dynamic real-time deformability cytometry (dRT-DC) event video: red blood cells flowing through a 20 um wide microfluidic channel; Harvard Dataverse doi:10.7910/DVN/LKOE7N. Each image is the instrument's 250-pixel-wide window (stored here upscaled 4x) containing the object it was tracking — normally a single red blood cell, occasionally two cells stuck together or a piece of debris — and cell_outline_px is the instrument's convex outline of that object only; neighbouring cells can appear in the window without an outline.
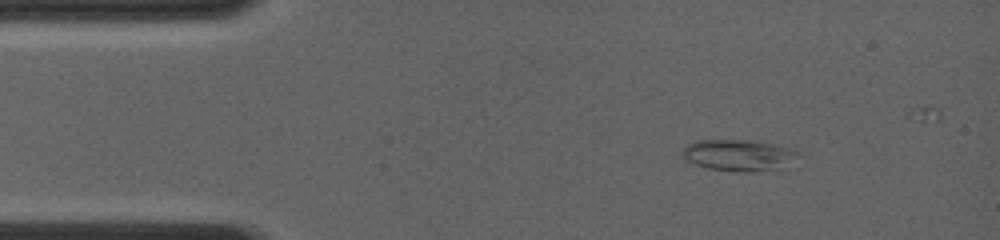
{"species": "common noctule bat (a hibernating species)", "species_latin": "Nyctalus noctula", "temperature_condition": "room temperature", "stored_images_in_passage": 17, "camera_frame_rate_fps": 4000, "um_per_image_px": 0.085, "animal": {"sex": "female", "body_mass_g": 19.0, "forearm_length_mm": 56.7}, "frame": {"image": 1, "passage_image": 4, "time_ms": 0.75, "image_size_px": [1000, 240], "cell_outline_px": [[800, 156], [772, 168], [748, 172], [736, 172], [708, 168], [684, 160], [680, 152], [688, 144], [696, 140], [744, 140], [792, 148], [800, 152]], "centroid_in_image_um": [62.66, 13.18], "position_along_channel_um": 22.3, "area_um2": 20.58}}
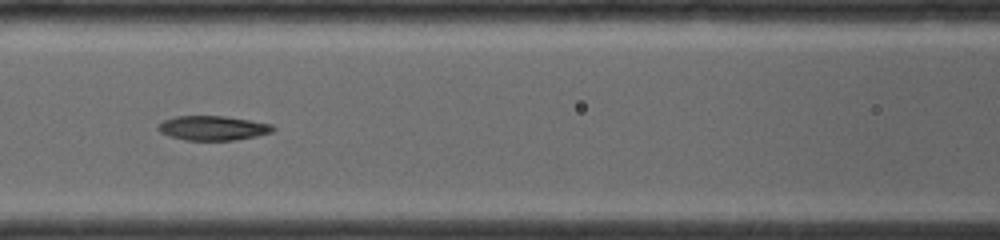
{"frame": {"image": 2, "passage_image": 12, "time_ms": 2.75, "image_size_px": [1000, 240], "cell_outline_px": [[276, 128], [272, 132], [256, 136], [236, 140], [184, 140], [168, 136], [160, 132], [156, 128], [164, 120], [176, 116], [224, 116], [272, 124]], "centroid_in_image_um": [18.08, 10.89], "position_along_channel_um": 148.5, "area_um2": 16.36}}
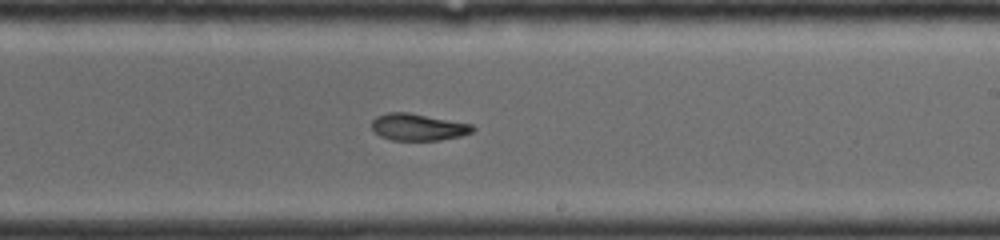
{"frame": {"image": 3, "passage_image": 17, "time_ms": 4.0, "image_size_px": [1000, 240], "cell_outline_px": [[476, 128], [472, 132], [460, 136], [440, 140], [392, 140], [380, 136], [372, 128], [372, 120], [376, 116], [388, 112], [408, 112], [472, 124]], "centroid_in_image_um": [35.54, 10.8], "position_along_channel_um": 253.5, "area_um2": 15.78}}